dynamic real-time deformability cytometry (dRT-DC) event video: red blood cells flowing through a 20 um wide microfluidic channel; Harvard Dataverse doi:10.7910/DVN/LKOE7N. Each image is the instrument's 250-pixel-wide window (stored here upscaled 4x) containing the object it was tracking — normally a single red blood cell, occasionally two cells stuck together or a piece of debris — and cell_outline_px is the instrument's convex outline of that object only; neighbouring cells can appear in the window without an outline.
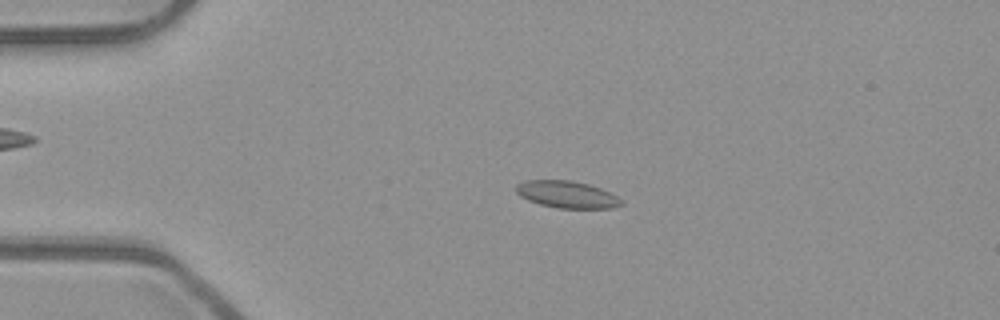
{"species": "common noctule bat (a hibernating species)", "species_latin": "Nyctalus noctula", "temperature_condition": "room temperature", "stored_images_in_passage": 44, "camera_frame_rate_fps": 3000, "um_per_image_px": 0.085, "animal": {"sex": "male", "body_mass_g": 23.1, "forearm_length_mm": 52.7}, "frame": {"image": 1, "passage_image": 3, "time_ms": 0.667, "image_size_px": [1000, 320], "cell_outline_px": [[624, 204], [612, 208], [556, 208], [540, 204], [528, 200], [520, 196], [516, 192], [516, 184], [524, 180], [572, 180], [588, 184], [600, 188], [624, 200]], "centroid_in_image_um": [48.18, 16.53], "position_along_channel_um": 36.8, "area_um2": 16.65}}
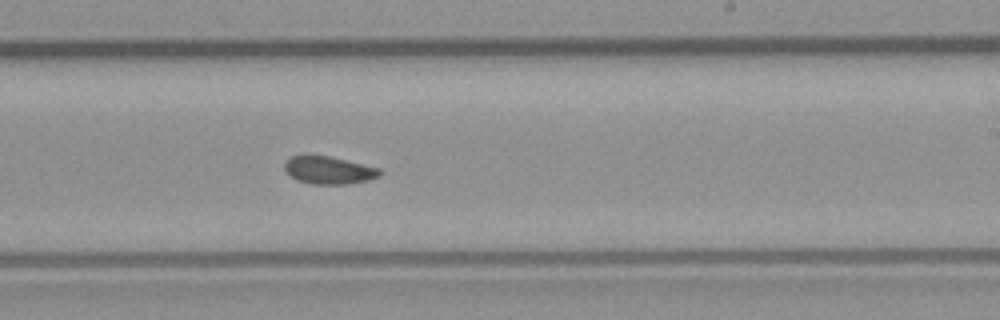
{"frame": {"image": 2, "passage_image": 23, "time_ms": 7.333, "image_size_px": [1000, 320], "cell_outline_px": [[384, 172], [380, 176], [368, 180], [348, 184], [312, 184], [296, 180], [284, 172], [284, 164], [292, 156], [328, 156], [380, 168]], "centroid_in_image_um": [27.96, 14.49], "position_along_channel_um": 261.0, "area_um2": 15.32}}
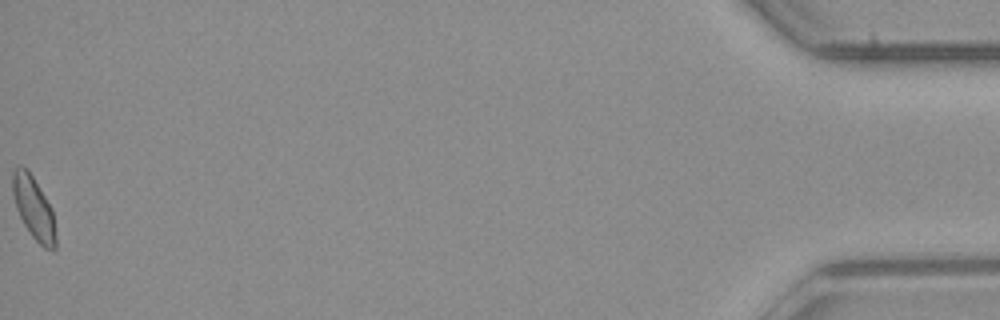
{"frame": {"image": 3, "passage_image": 44, "time_ms": 14.333, "image_size_px": [1000, 320], "cell_outline_px": [[56, 248], [44, 248], [32, 236], [24, 224], [16, 208], [12, 192], [12, 172], [16, 168], [28, 168], [52, 208], [56, 236]], "centroid_in_image_um": [2.86, 17.67], "position_along_channel_um": 432.3, "area_um2": 15.55}, "authors_computed_cell_mechanics": {"area_um2": 15.5193, "velocity_mm_per_s": 3.9407, "shape_relaxation_time_tau1_ms": null, "shape_relaxation_time_tau2_ms": 2.1484, "deformation_change_tau1": null, "deformation_change_tau2": 0.0675}}